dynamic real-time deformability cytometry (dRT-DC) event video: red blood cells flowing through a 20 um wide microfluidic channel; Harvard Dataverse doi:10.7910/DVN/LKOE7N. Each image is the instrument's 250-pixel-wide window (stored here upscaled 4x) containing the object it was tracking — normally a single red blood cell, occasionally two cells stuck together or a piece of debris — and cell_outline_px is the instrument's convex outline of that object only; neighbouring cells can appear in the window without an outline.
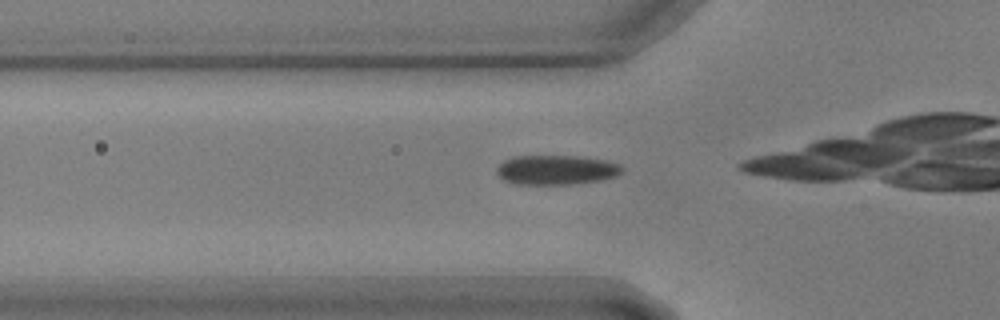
{"species": "common noctule bat (a hibernating species)", "species_latin": "Nyctalus noctula", "temperature_condition": "warm", "stored_images_in_passage": 9, "camera_frame_rate_fps": 3000, "um_per_image_px": 0.085, "animal": {"sex": "male", "body_mass_g": 17.9, "forearm_length_mm": 54.2}, "frame": {"image": 1, "passage_image": 4, "time_ms": 1.0, "image_size_px": [1000, 320], "cell_outline_px": [[624, 168], [616, 176], [600, 180], [572, 184], [516, 184], [504, 180], [496, 172], [496, 168], [504, 160], [512, 156], [580, 156], [608, 160], [620, 164]], "centroid_in_image_um": [47.29, 14.43], "position_along_channel_um": 78.5, "area_um2": 21.68}}
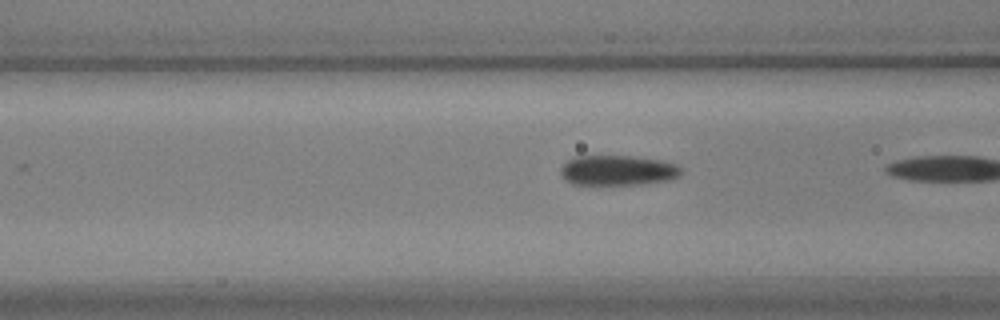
{"frame": {"image": 2, "passage_image": 7, "time_ms": 2.0, "image_size_px": [1000, 320], "cell_outline_px": [[684, 168], [680, 176], [668, 180], [640, 184], [572, 184], [564, 180], [560, 176], [560, 168], [572, 156], [632, 156], [660, 160], [676, 164]], "centroid_in_image_um": [52.5, 14.47], "position_along_channel_um": 114.1, "area_um2": 21.33}}